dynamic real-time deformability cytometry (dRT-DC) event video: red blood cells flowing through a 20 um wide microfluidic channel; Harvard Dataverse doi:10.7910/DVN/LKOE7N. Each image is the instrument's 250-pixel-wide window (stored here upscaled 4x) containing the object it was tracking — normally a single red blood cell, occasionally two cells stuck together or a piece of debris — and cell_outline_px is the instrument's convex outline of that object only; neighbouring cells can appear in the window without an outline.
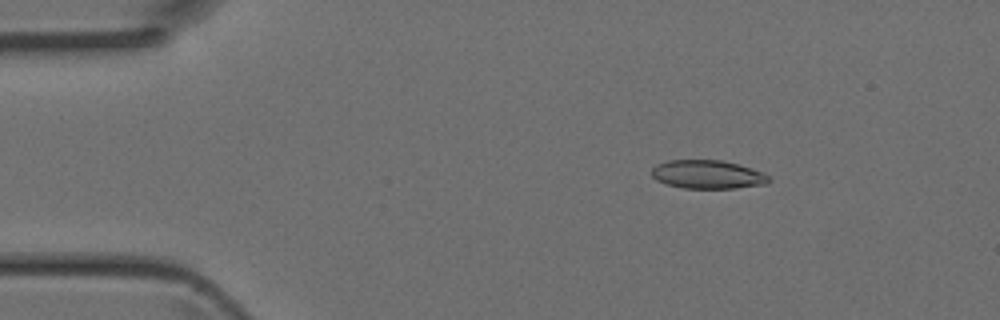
{"species": "Egyptian fruit bat (a non-hibernating species)", "species_latin": "Rousettus aegyptiacus", "temperature_condition": "room temperature", "stored_images_in_passage": 5, "camera_frame_rate_fps": 3000, "um_per_image_px": 0.085, "animal": {"sex": "female"}, "frame": {"image": 1, "passage_image": 2, "time_ms": 0.333, "image_size_px": [1000, 320], "cell_outline_px": [[772, 180], [768, 184], [736, 188], [684, 188], [668, 184], [656, 180], [652, 176], [652, 168], [656, 164], [668, 160], [720, 160], [740, 164], [760, 172], [768, 176]], "centroid_in_image_um": [60.15, 14.83], "position_along_channel_um": 24.8, "area_um2": 19.48}}
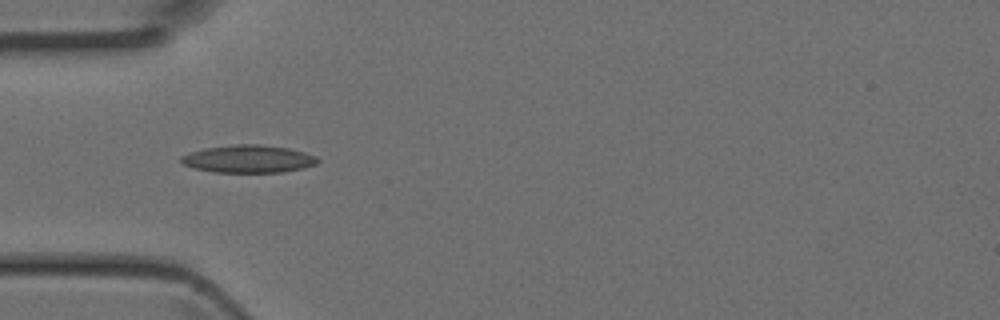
{"frame": {"image": 2, "passage_image": 4, "time_ms": 1.0, "image_size_px": [1000, 320], "cell_outline_px": [[320, 160], [316, 164], [304, 168], [280, 172], [212, 172], [192, 168], [184, 164], [180, 160], [180, 156], [204, 148], [232, 144], [260, 144], [288, 148], [304, 152], [316, 156]], "centroid_in_image_um": [21.11, 13.5], "position_along_channel_um": 63.9, "area_um2": 22.08}}
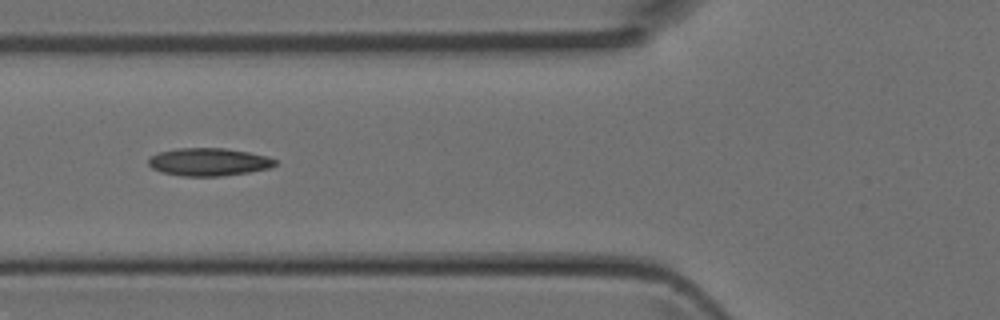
{"frame": {"image": 3, "passage_image": 5, "time_ms": 1.333, "image_size_px": [1000, 320], "cell_outline_px": [[276, 164], [272, 168], [248, 172], [220, 176], [184, 176], [160, 172], [152, 168], [148, 164], [148, 160], [156, 152], [176, 148], [224, 148], [248, 152], [268, 156], [276, 160]], "centroid_in_image_um": [17.73, 13.76], "position_along_channel_um": 108.1, "area_um2": 20.63}}